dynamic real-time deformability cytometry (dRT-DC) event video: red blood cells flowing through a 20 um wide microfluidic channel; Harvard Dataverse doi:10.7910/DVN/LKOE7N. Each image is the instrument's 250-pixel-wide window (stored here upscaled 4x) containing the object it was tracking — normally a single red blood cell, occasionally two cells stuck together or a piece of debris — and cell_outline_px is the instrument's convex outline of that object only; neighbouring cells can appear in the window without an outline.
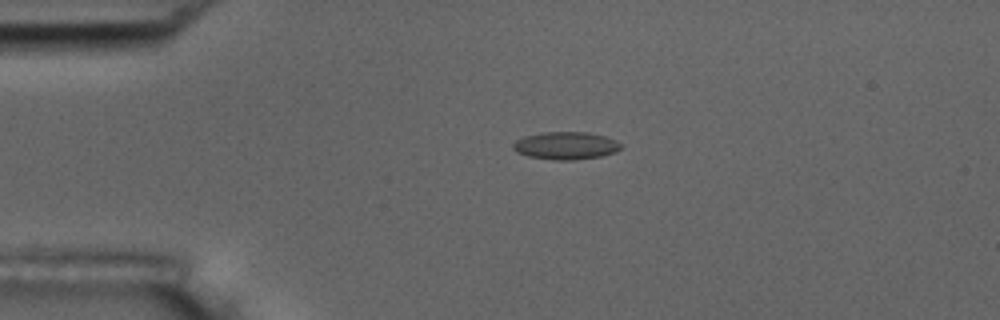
{"species": "common noctule bat (a hibernating species)", "species_latin": "Nyctalus noctula", "temperature_condition": "room temperature", "stored_images_in_passage": 2, "camera_frame_rate_fps": 3000, "um_per_image_px": 0.085, "animal": {"sex": "male", "body_mass_g": 17.5, "forearm_length_mm": 52.3}, "frame": {"image": 1, "passage_image": 1, "time_ms": 0.0, "image_size_px": [1000, 320], "cell_outline_px": [[620, 148], [616, 152], [600, 156], [576, 160], [552, 160], [528, 156], [516, 152], [512, 148], [512, 144], [516, 140], [524, 136], [544, 132], [588, 132], [604, 136], [616, 140], [620, 144]], "centroid_in_image_um": [48.06, 12.38], "position_along_channel_um": 36.9, "area_um2": 17.4}}